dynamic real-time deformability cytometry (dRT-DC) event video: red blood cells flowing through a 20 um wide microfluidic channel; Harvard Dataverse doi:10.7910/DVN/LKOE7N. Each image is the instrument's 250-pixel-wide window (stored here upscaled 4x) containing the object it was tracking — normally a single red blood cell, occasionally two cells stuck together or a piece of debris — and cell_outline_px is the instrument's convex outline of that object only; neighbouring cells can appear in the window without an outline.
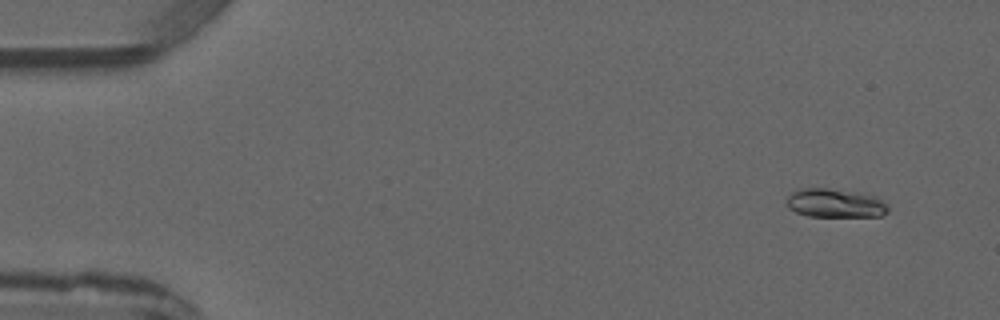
{"species": "common noctule bat (a hibernating species)", "species_latin": "Nyctalus noctula", "temperature_condition": "warm", "stored_images_in_passage": 5, "camera_frame_rate_fps": 3000, "um_per_image_px": 0.085, "animal": {"sex": "male", "forearm_length_mm": 52.5}, "frame": {"image": 1, "passage_image": 1, "time_ms": 0.0, "image_size_px": [1000, 320], "cell_outline_px": [[888, 212], [880, 216], [808, 216], [796, 212], [788, 208], [784, 200], [792, 192], [800, 188], [828, 188], [856, 192], [876, 196], [888, 204]], "centroid_in_image_um": [70.96, 17.26], "position_along_channel_um": 14.0, "area_um2": 17.17}}
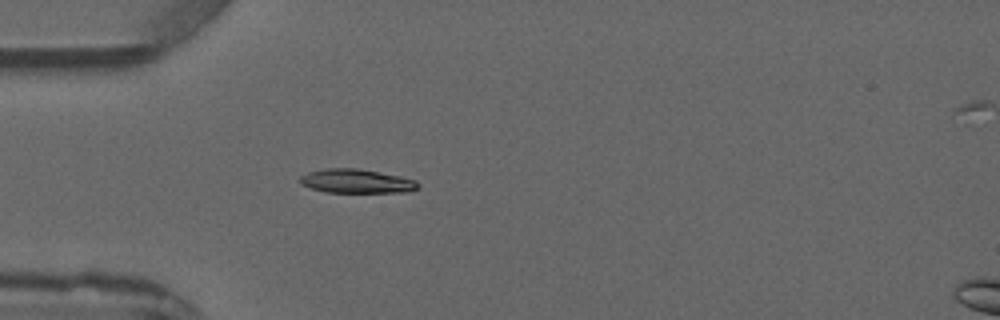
{"frame": {"image": 2, "passage_image": 4, "time_ms": 3.333, "image_size_px": [1000, 320], "cell_outline_px": [[420, 188], [404, 192], [324, 192], [300, 184], [300, 176], [308, 172], [328, 168], [356, 168], [400, 176], [416, 180], [420, 184]], "centroid_in_image_um": [30.31, 15.4], "position_along_channel_um": 54.7, "area_um2": 16.42}}